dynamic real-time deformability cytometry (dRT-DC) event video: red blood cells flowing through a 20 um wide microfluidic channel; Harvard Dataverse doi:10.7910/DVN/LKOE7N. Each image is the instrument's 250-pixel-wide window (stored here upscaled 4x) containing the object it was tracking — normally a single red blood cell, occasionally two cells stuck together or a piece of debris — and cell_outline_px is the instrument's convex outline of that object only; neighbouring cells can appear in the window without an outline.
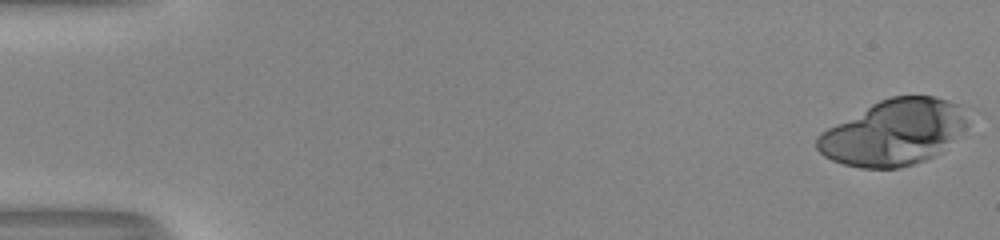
{"species": "human", "species_latin": "Homo sapiens", "temperature_condition": "room temperature", "stored_images_in_passage": 41, "camera_frame_rate_fps": 3000, "um_per_image_px": 0.085, "donor": {"sex": "male"}, "frame": {"image": 1, "passage_image": 1, "time_ms": 0.0, "image_size_px": [1000, 240], "cell_outline_px": [[968, 136], [932, 156], [924, 160], [900, 168], [860, 168], [844, 164], [832, 160], [824, 156], [816, 148], [816, 136], [820, 132], [872, 104], [880, 100], [892, 96], [932, 96], [956, 104], [968, 120]], "centroid_in_image_um": [76.02, 11.28], "position_along_channel_um": 9.0, "area_um2": 57.86}}